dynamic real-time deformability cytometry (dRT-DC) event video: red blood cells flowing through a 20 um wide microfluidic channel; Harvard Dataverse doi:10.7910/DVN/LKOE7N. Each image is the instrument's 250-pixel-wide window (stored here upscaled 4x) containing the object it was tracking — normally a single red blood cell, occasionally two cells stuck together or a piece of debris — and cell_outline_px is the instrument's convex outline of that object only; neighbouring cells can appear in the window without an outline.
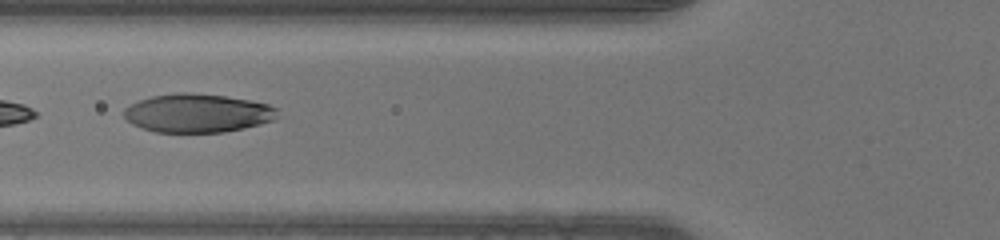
{"species": "human", "species_latin": "Homo sapiens", "temperature_condition": "warm", "stored_images_in_passage": 32, "segment_of_instrument_passage": [2, 2], "camera_frame_rate_fps": 3000, "um_per_image_px": 0.085, "donor": {"sex": "male"}, "frame": {"image": 1, "passage_image": 17, "time_ms": 5.333, "image_size_px": [1000, 240], "cell_outline_px": [[276, 120], [244, 128], [224, 132], [156, 132], [132, 124], [124, 116], [124, 108], [140, 100], [152, 96], [176, 92], [192, 92], [224, 96], [252, 100], [268, 104], [276, 108]], "centroid_in_image_um": [16.8, 9.61], "position_along_channel_um": 109.0, "area_um2": 34.51}}
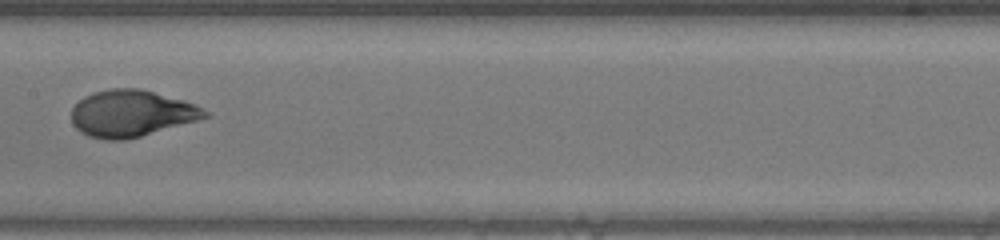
{"frame": {"image": 2, "passage_image": 23, "time_ms": 7.333, "image_size_px": [1000, 240], "cell_outline_px": [[212, 116], [140, 136], [124, 140], [104, 140], [88, 136], [80, 132], [72, 124], [72, 108], [84, 96], [92, 92], [108, 88], [140, 88], [184, 100], [196, 104], [212, 112]], "centroid_in_image_um": [11.19, 9.63], "position_along_channel_um": 196.2, "area_um2": 36.59}}
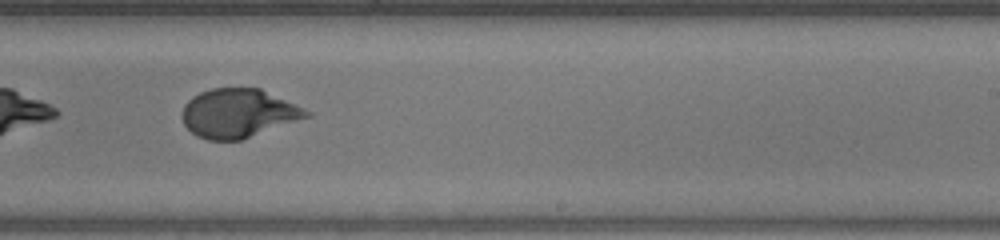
{"frame": {"image": 3, "passage_image": 28, "time_ms": 9.0, "image_size_px": [1000, 240], "cell_outline_px": [[312, 116], [240, 140], [208, 140], [196, 136], [184, 124], [180, 116], [184, 104], [192, 96], [200, 92], [212, 88], [260, 88], [304, 108], [312, 112]], "centroid_in_image_um": [20.24, 9.62], "position_along_channel_um": 268.8, "area_um2": 35.43}}